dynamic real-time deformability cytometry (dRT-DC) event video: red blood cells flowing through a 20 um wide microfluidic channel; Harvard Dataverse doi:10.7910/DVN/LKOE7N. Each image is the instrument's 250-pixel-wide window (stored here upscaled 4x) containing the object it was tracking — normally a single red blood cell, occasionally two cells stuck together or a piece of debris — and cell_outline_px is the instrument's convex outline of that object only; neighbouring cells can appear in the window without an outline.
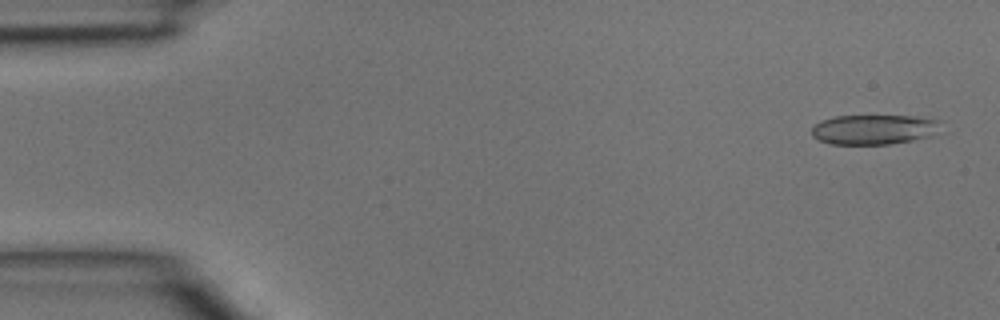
{"species": "common noctule bat (a hibernating species)", "species_latin": "Nyctalus noctula", "temperature_condition": "room temperature", "stored_images_in_passage": 3, "camera_frame_rate_fps": 3000, "um_per_image_px": 0.085, "animal": {"sex": "male", "body_mass_g": 15.6}, "frame": {"image": 1, "passage_image": 1, "time_ms": 0.0, "image_size_px": [1000, 320], "cell_outline_px": [[948, 132], [936, 136], [888, 144], [832, 144], [820, 140], [812, 136], [812, 128], [820, 120], [832, 116], [916, 116], [940, 120]], "centroid_in_image_um": [74.46, 11.0], "position_along_channel_um": 10.5, "area_um2": 23.18}}